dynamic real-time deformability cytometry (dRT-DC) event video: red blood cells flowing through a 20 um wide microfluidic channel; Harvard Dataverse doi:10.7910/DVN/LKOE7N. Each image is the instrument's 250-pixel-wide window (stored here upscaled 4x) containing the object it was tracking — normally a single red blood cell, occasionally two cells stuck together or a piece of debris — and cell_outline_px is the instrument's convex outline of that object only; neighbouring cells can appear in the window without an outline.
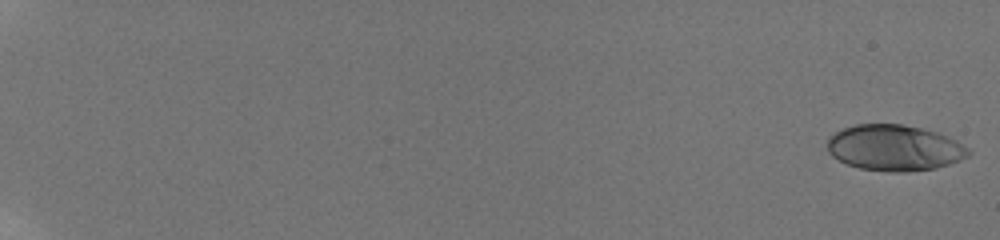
{"species": "human", "species_latin": "Homo sapiens", "temperature_condition": "room temperature", "stored_images_in_passage": 58, "camera_frame_rate_fps": 3000, "um_per_image_px": 0.085, "donor": {"sex": "male"}, "frame": {"image": 1, "passage_image": 1, "time_ms": 0.0, "image_size_px": [1000, 240], "cell_outline_px": [[972, 152], [968, 156], [960, 160], [936, 168], [904, 172], [892, 172], [860, 168], [848, 164], [832, 156], [828, 152], [828, 136], [844, 128], [856, 124], [900, 124], [920, 128], [936, 132], [948, 136], [956, 140], [968, 148]], "centroid_in_image_um": [76.04, 12.56], "position_along_channel_um": 9.0, "area_um2": 37.63}}
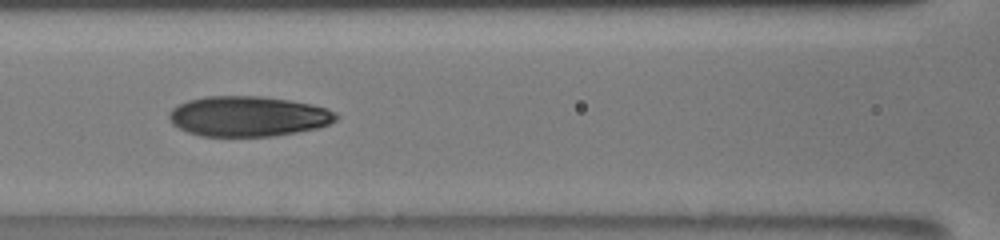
{"frame": {"image": 2, "passage_image": 31, "time_ms": 10.0, "image_size_px": [1000, 240], "cell_outline_px": [[340, 116], [336, 120], [320, 128], [272, 136], [200, 136], [188, 132], [172, 124], [168, 116], [172, 108], [188, 100], [204, 96], [260, 96], [288, 100], [312, 104], [336, 112]], "centroid_in_image_um": [21.1, 9.89], "position_along_channel_um": 145.5, "area_um2": 39.19}}
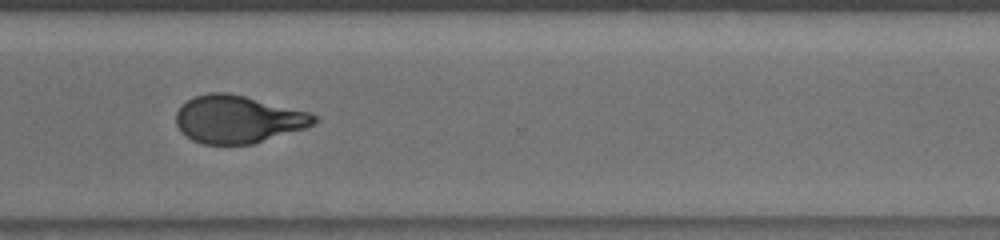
{"frame": {"image": 3, "passage_image": 47, "time_ms": 15.333, "image_size_px": [1000, 240], "cell_outline_px": [[320, 116], [312, 124], [304, 128], [252, 144], [204, 144], [192, 140], [184, 136], [180, 132], [176, 124], [176, 112], [192, 96], [208, 92], [228, 92], [308, 112]], "centroid_in_image_um": [20.17, 10.13], "position_along_channel_um": 350.4, "area_um2": 38.09}, "authors_computed_cell_mechanics": {"area_um2": 38.1769, "velocity_mm_per_s": 3.8534, "shape_relaxation_time_tau1_ms": 6.2242, "shape_relaxation_time_tau2_ms": 1.4053, "deformation_change_tau1": 0.2187, "deformation_change_tau2": 0.0744}}